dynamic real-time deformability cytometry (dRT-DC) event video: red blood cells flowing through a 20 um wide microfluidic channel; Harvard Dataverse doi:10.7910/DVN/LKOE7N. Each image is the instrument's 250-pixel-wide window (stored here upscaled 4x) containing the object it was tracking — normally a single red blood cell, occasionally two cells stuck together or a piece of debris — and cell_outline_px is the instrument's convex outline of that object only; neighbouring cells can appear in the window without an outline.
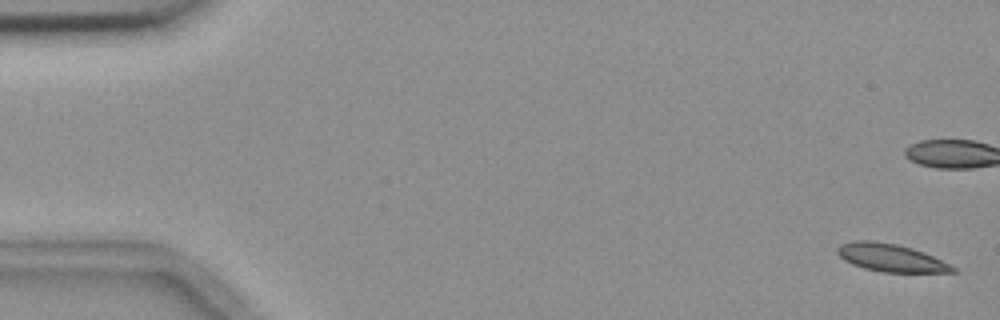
{"species": "common noctule bat (a hibernating species)", "species_latin": "Nyctalus noctula", "temperature_condition": "room temperature", "stored_images_in_passage": 7, "camera_frame_rate_fps": 3000, "um_per_image_px": 0.085, "animal": {"sex": "female", "body_mass_g": 18.4}, "frame": {"image": 1, "passage_image": 1, "time_ms": 0.0, "image_size_px": [1000, 320], "cell_outline_px": [[956, 272], [880, 272], [864, 268], [852, 264], [844, 260], [836, 252], [836, 248], [840, 244], [852, 240], [872, 240], [896, 244], [912, 248], [924, 252], [952, 264], [956, 268]], "centroid_in_image_um": [75.71, 21.9], "position_along_channel_um": 9.3, "area_um2": 18.84}}